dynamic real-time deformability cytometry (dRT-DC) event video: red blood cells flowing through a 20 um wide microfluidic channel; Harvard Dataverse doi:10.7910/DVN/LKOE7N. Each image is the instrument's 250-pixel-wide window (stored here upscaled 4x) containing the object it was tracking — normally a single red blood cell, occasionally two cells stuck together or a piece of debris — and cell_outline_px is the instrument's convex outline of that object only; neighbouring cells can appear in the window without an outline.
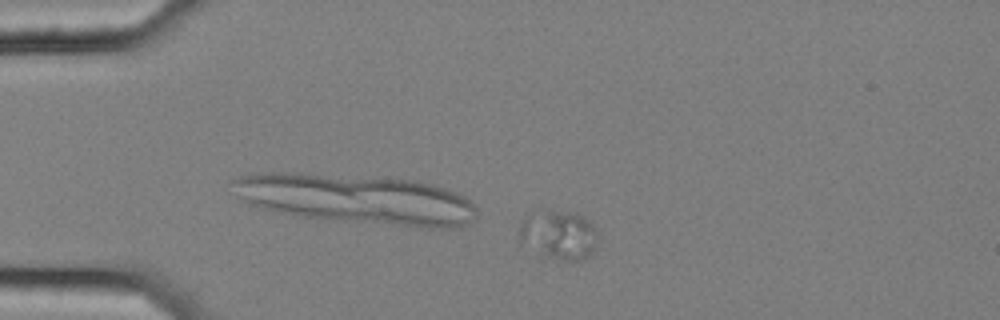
{"species": "common noctule bat (a hibernating species)", "species_latin": "Nyctalus noctula", "temperature_condition": "cold", "stored_images_in_passage": 47, "camera_frame_rate_fps": 3000, "um_per_image_px": 0.085, "animal": {"sex": "female", "body_mass_g": 25.1}, "frame": {"image": 1, "passage_image": 3, "time_ms": 0.667, "image_size_px": [1000, 320], "cell_outline_px": [[596, 236], [592, 252], [588, 256], [580, 260], [564, 260], [548, 256], [520, 244], [516, 232], [520, 220], [528, 212], [544, 208], [552, 208], [576, 212], [584, 216], [596, 228]], "centroid_in_image_um": [47.38, 19.86], "position_along_channel_um": 37.6, "area_um2": 23.29}}
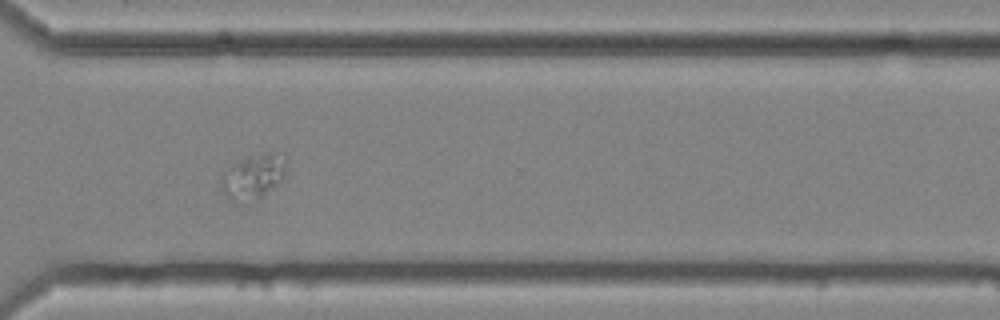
{"frame": {"image": 2, "passage_image": 33, "time_ms": 10.667, "image_size_px": [1000, 320], "cell_outline_px": [[288, 160], [284, 176], [276, 184], [260, 196], [236, 204], [232, 204], [220, 192], [220, 176], [224, 172], [248, 156], [260, 152], [272, 152]], "centroid_in_image_um": [21.46, 15.03], "position_along_channel_um": 349.1, "area_um2": 16.94}}
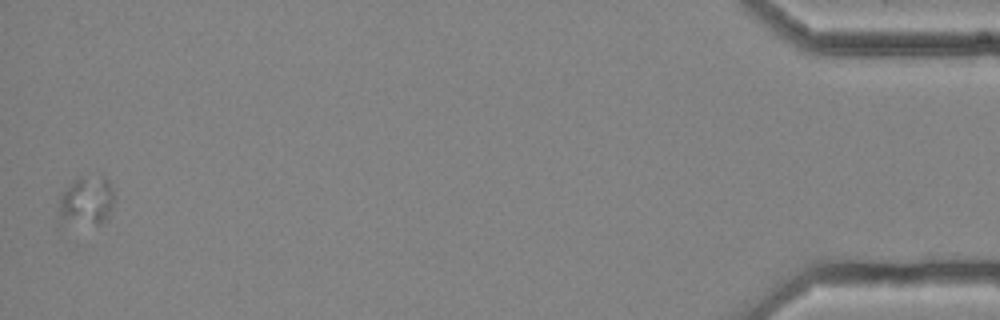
{"frame": {"image": 3, "passage_image": 47, "time_ms": 15.333, "image_size_px": [1000, 320], "cell_outline_px": [[116, 196], [108, 220], [100, 224], [56, 224], [60, 196], [72, 180], [76, 176], [100, 172], [108, 180]], "centroid_in_image_um": [7.34, 17.06], "position_along_channel_um": 427.9, "area_um2": 17.34}}